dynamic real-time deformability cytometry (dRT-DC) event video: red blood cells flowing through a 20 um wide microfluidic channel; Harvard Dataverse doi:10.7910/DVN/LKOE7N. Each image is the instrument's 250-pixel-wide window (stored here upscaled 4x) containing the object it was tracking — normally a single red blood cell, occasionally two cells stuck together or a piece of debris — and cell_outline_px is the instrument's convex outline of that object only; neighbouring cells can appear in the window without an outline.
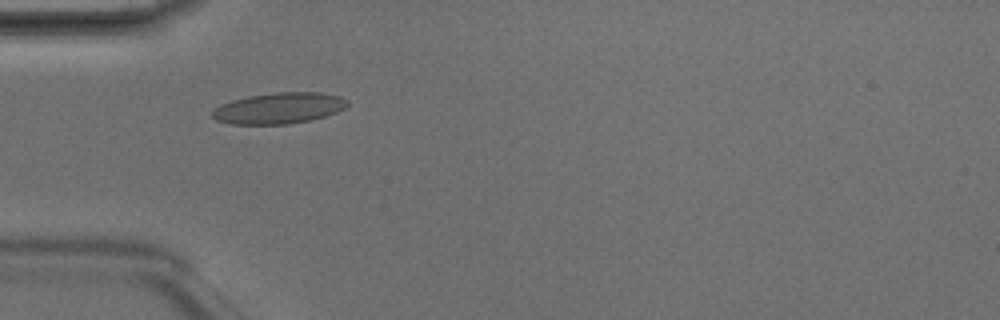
{"species": "Egyptian fruit bat (a non-hibernating species)", "species_latin": "Rousettus aegyptiacus", "temperature_condition": "room temperature", "stored_images_in_passage": 4, "camera_frame_rate_fps": 3000, "um_per_image_px": 0.085, "animal": {"sex": "male"}, "frame": {"image": 1, "passage_image": 2, "time_ms": 0.333, "image_size_px": [1000, 320], "cell_outline_px": [[348, 104], [344, 108], [336, 112], [312, 120], [288, 124], [232, 124], [216, 120], [212, 116], [212, 112], [220, 104], [232, 100], [248, 96], [276, 92], [320, 92], [340, 96], [348, 100]], "centroid_in_image_um": [23.72, 9.19], "position_along_channel_um": 61.3, "area_um2": 24.45}}